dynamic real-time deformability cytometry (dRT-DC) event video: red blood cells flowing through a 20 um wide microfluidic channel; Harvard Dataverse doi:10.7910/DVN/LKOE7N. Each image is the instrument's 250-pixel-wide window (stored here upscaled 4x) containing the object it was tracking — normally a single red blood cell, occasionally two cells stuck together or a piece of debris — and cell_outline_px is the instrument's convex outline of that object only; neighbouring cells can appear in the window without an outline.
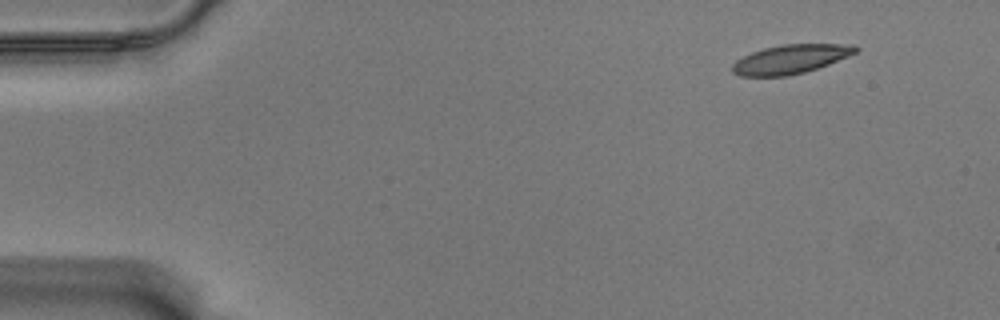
{"species": "Egyptian fruit bat (a non-hibernating species)", "species_latin": "Rousettus aegyptiacus", "temperature_condition": "warm", "stored_images_in_passage": 53, "camera_frame_rate_fps": 3000, "um_per_image_px": 0.085, "animal": {"sex": "male"}, "frame": {"image": 1, "passage_image": 1, "time_ms": 0.0, "image_size_px": [1000, 320], "cell_outline_px": [[860, 48], [856, 52], [848, 56], [828, 64], [804, 72], [788, 76], [740, 76], [732, 72], [732, 64], [736, 60], [752, 52], [764, 48], [784, 44], [840, 44]], "centroid_in_image_um": [67.14, 5.04], "position_along_channel_um": 17.9, "area_um2": 20.52}}
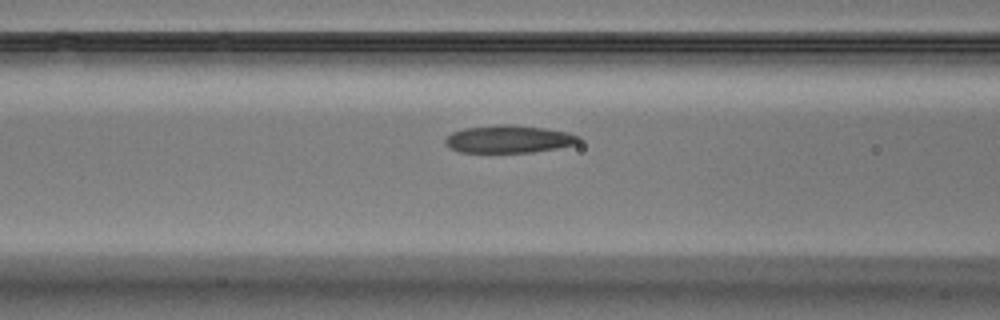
{"frame": {"image": 2, "passage_image": 19, "time_ms": 6.0, "image_size_px": [1000, 320], "cell_outline_px": [[580, 144], [532, 152], [460, 152], [448, 148], [444, 144], [444, 140], [452, 132], [464, 128], [496, 124], [508, 124], [544, 128], [568, 132], [580, 136]], "centroid_in_image_um": [43.24, 11.82], "position_along_channel_um": 123.4, "area_um2": 21.68}}
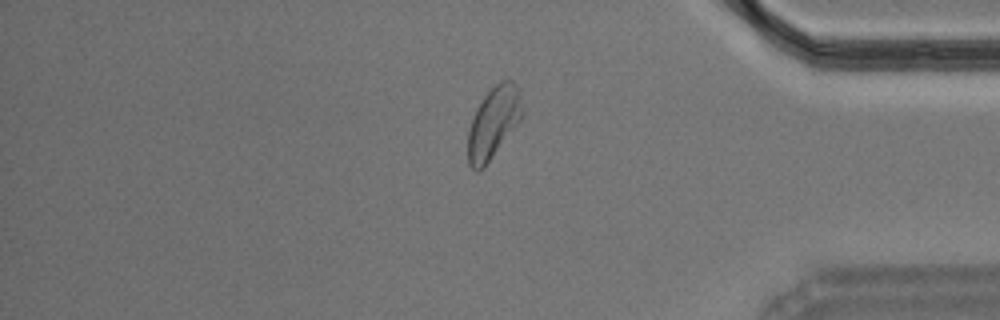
{"frame": {"image": 3, "passage_image": 44, "time_ms": 14.333, "image_size_px": [1000, 320], "cell_outline_px": [[524, 116], [484, 168], [480, 172], [476, 172], [468, 164], [468, 128], [472, 116], [476, 108], [484, 96], [500, 80], [512, 80], [520, 88], [524, 112]], "centroid_in_image_um": [41.96, 10.42], "position_along_channel_um": 393.2, "area_um2": 23.12}, "authors_computed_cell_mechanics": {"area_um2": 21.6172, "velocity_mm_per_s": 3.5109, "shape_relaxation_time_tau1_ms": 3.8477, "shape_relaxation_time_tau2_ms": 2.1381, "deformation_change_tau1": 0.1478, "deformation_change_tau2": 0.0928}}